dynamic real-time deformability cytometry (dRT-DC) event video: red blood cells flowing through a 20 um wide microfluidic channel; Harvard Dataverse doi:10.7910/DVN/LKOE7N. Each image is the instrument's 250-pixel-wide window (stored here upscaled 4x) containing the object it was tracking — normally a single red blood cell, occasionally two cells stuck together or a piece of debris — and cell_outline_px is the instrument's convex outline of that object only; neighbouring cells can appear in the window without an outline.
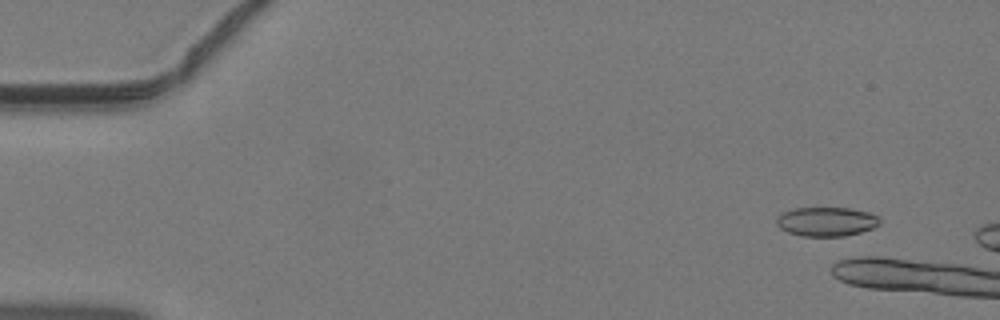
{"species": "common noctule bat (a hibernating species)", "species_latin": "Nyctalus noctula", "temperature_condition": "warm", "stored_images_in_passage": 7, "camera_frame_rate_fps": 3000, "um_per_image_px": 0.085, "animal": {"sex": "male", "body_mass_g": 19.2, "forearm_length_mm": 51.8}, "frame": {"image": 1, "passage_image": 3, "time_ms": 0.667, "image_size_px": [1000, 320], "cell_outline_px": [[880, 224], [872, 228], [860, 232], [844, 236], [800, 236], [788, 232], [780, 228], [776, 224], [776, 216], [784, 212], [796, 208], [848, 208], [868, 212], [876, 216], [880, 220]], "centroid_in_image_um": [70.22, 18.84], "position_along_channel_um": 14.8, "area_um2": 17.46}}